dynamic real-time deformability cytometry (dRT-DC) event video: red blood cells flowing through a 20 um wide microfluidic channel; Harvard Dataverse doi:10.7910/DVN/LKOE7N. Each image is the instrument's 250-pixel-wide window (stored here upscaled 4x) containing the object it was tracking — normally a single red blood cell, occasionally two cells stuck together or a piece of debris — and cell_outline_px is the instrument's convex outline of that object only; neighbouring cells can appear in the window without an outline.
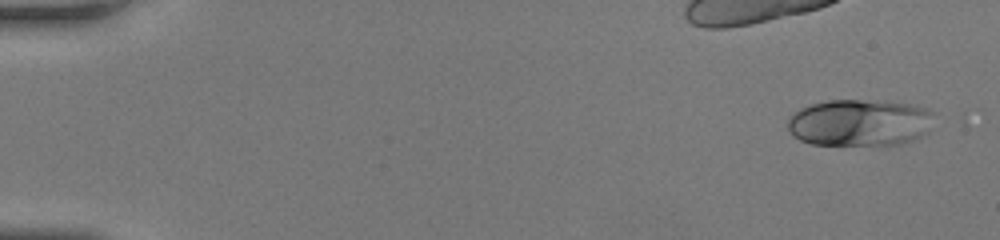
{"species": "human", "species_latin": "Homo sapiens", "temperature_condition": "room temperature", "stored_images_in_passage": 50, "camera_frame_rate_fps": 3000, "um_per_image_px": 0.085, "donor": {"sex": "female"}, "frame": {"image": 1, "passage_image": 1, "time_ms": 0.0, "image_size_px": [1000, 240], "cell_outline_px": [[936, 112], [928, 132], [912, 140], [900, 144], [812, 144], [800, 140], [792, 136], [788, 128], [788, 120], [800, 108], [812, 104], [828, 100], [876, 100], [916, 104], [928, 108]], "centroid_in_image_um": [73.13, 10.4], "position_along_channel_um": 11.9, "area_um2": 40.17}}
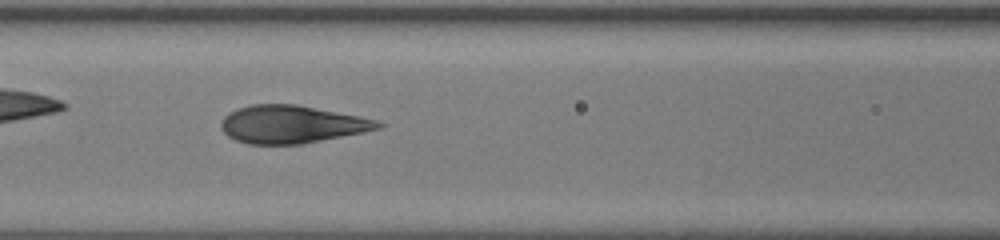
{"frame": {"image": 2, "passage_image": 22, "time_ms": 7.0, "image_size_px": [1000, 240], "cell_outline_px": [[384, 124], [380, 128], [364, 132], [300, 144], [248, 144], [236, 140], [228, 136], [220, 128], [220, 124], [224, 116], [228, 112], [252, 104], [296, 104], [376, 120]], "centroid_in_image_um": [24.74, 10.57], "position_along_channel_um": 141.9, "area_um2": 34.16}}
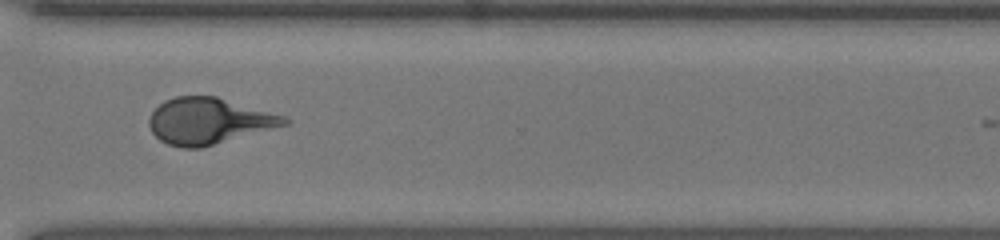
{"frame": {"image": 3, "passage_image": 37, "time_ms": 12.0, "image_size_px": [1000, 240], "cell_outline_px": [[292, 120], [288, 124], [200, 148], [180, 148], [168, 144], [160, 140], [152, 132], [148, 124], [148, 120], [152, 112], [164, 100], [176, 96], [216, 96], [284, 116]], "centroid_in_image_um": [17.71, 10.28], "position_along_channel_um": 352.9, "area_um2": 36.13}, "authors_computed_cell_mechanics": {"area_um2": 35.4025, "velocity_mm_per_s": 4.233, "shape_relaxation_time_tau1_ms": 7.225, "shape_relaxation_time_tau2_ms": null, "deformation_change_tau1": 0.2435, "deformation_change_tau2": null}}